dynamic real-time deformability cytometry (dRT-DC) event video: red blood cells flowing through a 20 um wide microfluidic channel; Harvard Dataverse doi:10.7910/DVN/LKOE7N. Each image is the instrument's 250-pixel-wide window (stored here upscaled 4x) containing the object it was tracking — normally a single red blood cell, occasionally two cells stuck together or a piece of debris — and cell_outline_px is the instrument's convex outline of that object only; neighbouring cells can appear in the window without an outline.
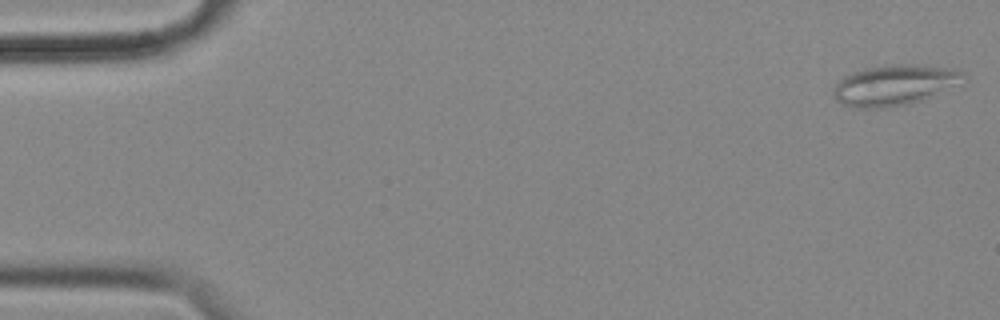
{"species": "common noctule bat (a hibernating species)", "species_latin": "Nyctalus noctula", "temperature_condition": "cold", "stored_images_in_passage": 55, "camera_frame_rate_fps": 3000, "um_per_image_px": 0.085, "animal": {"sex": "female", "body_mass_g": 18.4}, "frame": {"image": 1, "passage_image": 1, "time_ms": 0.0, "image_size_px": [1000, 320], "cell_outline_px": [[968, 80], [924, 100], [912, 104], [888, 108], [856, 108], [844, 104], [836, 100], [832, 92], [832, 88], [844, 76], [864, 68], [892, 64], [924, 64], [956, 68], [968, 72]], "centroid_in_image_um": [76.14, 7.22], "position_along_channel_um": 8.9, "area_um2": 31.67}}
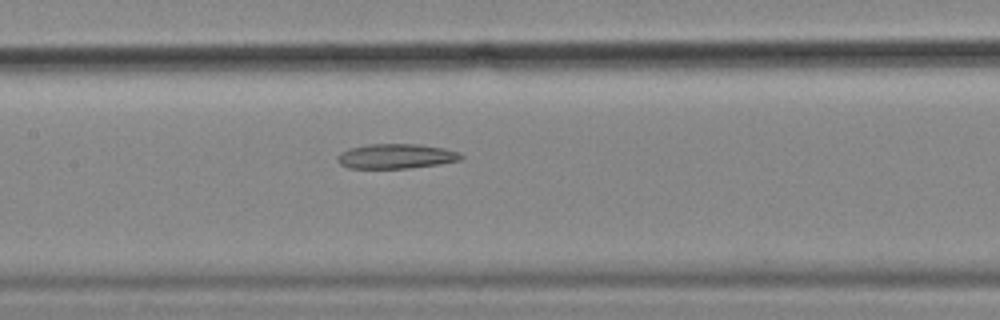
{"frame": {"image": 2, "passage_image": 26, "time_ms": 8.333, "image_size_px": [1000, 320], "cell_outline_px": [[464, 156], [460, 160], [436, 164], [408, 168], [348, 168], [340, 164], [336, 160], [336, 156], [340, 152], [348, 148], [368, 144], [420, 144], [444, 148], [460, 152]], "centroid_in_image_um": [33.62, 13.27], "position_along_channel_um": 173.8, "area_um2": 17.92}}
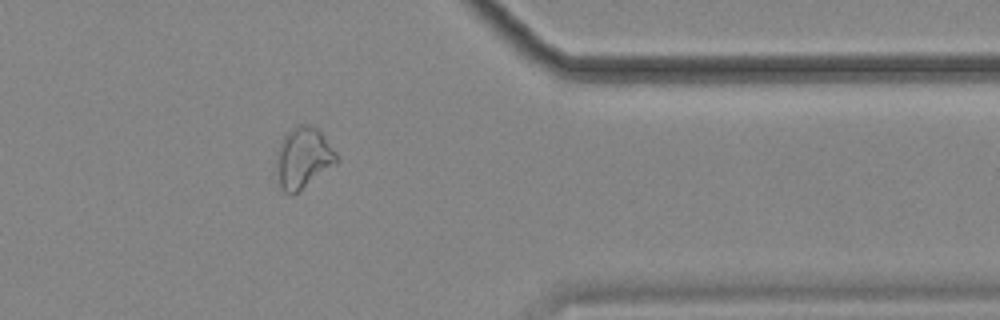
{"frame": {"image": 3, "passage_image": 45, "time_ms": 14.667, "image_size_px": [1000, 320], "cell_outline_px": [[340, 160], [336, 164], [300, 192], [292, 196], [284, 192], [280, 188], [276, 168], [276, 152], [284, 136], [296, 124], [312, 124], [320, 128], [336, 152]], "centroid_in_image_um": [25.79, 13.42], "position_along_channel_um": 385.6, "area_um2": 22.14}}